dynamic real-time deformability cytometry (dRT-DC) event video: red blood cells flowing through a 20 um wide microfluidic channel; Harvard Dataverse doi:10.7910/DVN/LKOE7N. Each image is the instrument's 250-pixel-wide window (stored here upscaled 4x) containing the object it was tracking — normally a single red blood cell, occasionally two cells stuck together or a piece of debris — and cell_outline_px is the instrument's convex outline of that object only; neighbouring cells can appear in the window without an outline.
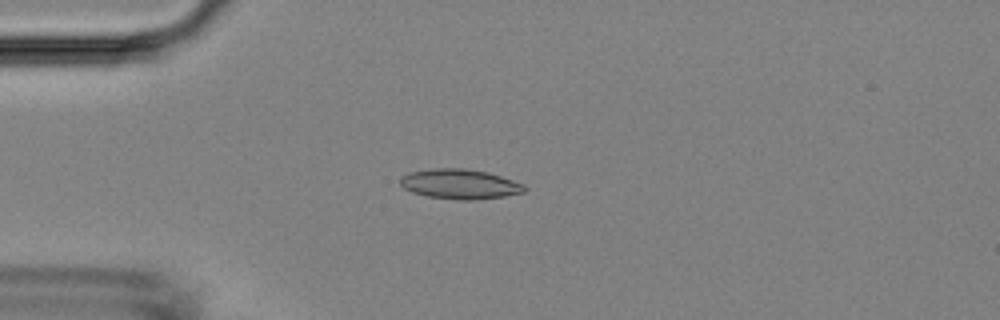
{"species": "Egyptian fruit bat (a non-hibernating species)", "species_latin": "Rousettus aegyptiacus", "temperature_condition": "room temperature", "stored_images_in_passage": 4, "camera_frame_rate_fps": 3000, "um_per_image_px": 0.085, "animal": {"sex": "female"}, "frame": {"image": 1, "passage_image": 3, "time_ms": 2.333, "image_size_px": [1000, 320], "cell_outline_px": [[528, 188], [524, 192], [504, 196], [476, 200], [460, 200], [428, 196], [412, 192], [404, 188], [400, 184], [400, 176], [408, 172], [428, 168], [464, 168], [488, 172], [524, 184]], "centroid_in_image_um": [39.07, 15.63], "position_along_channel_um": 45.9, "area_um2": 21.79}}